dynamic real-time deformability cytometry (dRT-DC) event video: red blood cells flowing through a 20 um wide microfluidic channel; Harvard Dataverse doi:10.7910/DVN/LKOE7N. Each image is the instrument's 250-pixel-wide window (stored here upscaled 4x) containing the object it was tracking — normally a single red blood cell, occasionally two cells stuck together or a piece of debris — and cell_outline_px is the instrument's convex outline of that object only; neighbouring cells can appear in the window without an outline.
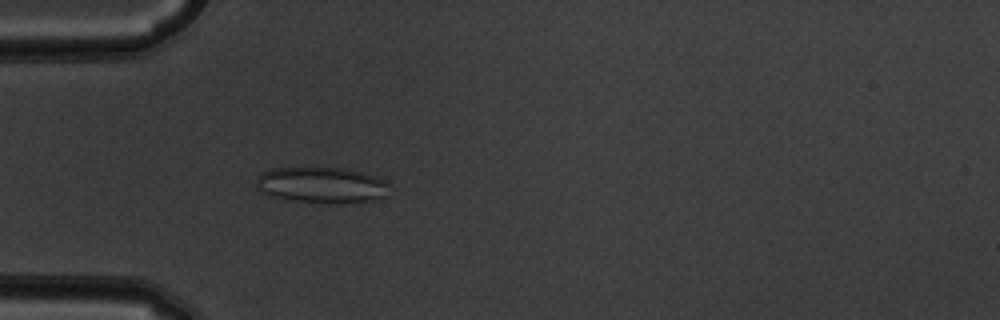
{"species": "common noctule bat (a hibernating species)", "species_latin": "Nyctalus noctula", "temperature_condition": "warm", "stored_images_in_passage": 41, "camera_frame_rate_fps": 3000, "um_per_image_px": 0.085, "animal": {"sex": "male", "body_mass_g": 19.5, "forearm_length_mm": 54.6}, "frame": {"image": 1, "passage_image": 5, "time_ms": 1.333, "image_size_px": [1000, 320], "cell_outline_px": [[388, 184], [384, 196], [376, 200], [344, 204], [288, 200], [268, 196], [260, 192], [256, 184], [256, 180], [264, 172], [272, 168], [340, 168], [360, 172], [384, 180]], "centroid_in_image_um": [27.3, 15.75], "position_along_channel_um": 57.7, "area_um2": 27.74}}
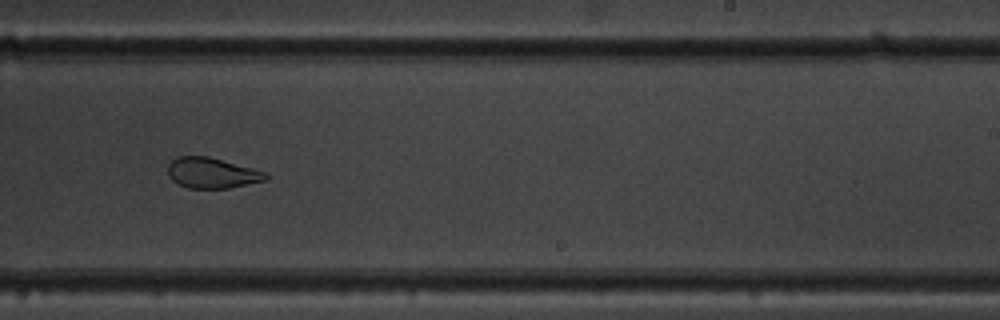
{"frame": {"image": 2, "passage_image": 22, "time_ms": 7.0, "image_size_px": [1000, 320], "cell_outline_px": [[268, 180], [228, 188], [188, 188], [176, 184], [168, 176], [168, 164], [176, 156], [208, 156], [268, 172]], "centroid_in_image_um": [18.01, 14.7], "position_along_channel_um": 271.0, "area_um2": 17.63}}
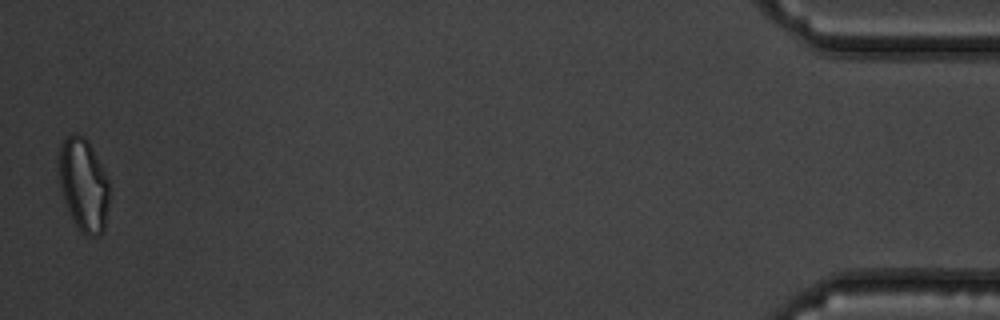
{"frame": {"image": 3, "passage_image": 41, "time_ms": 13.333, "image_size_px": [1000, 320], "cell_outline_px": [[108, 204], [104, 228], [100, 236], [84, 236], [76, 224], [68, 208], [60, 184], [60, 144], [72, 132], [76, 132], [84, 136], [88, 140], [108, 180]], "centroid_in_image_um": [7.12, 15.69], "position_along_channel_um": 428.1, "area_um2": 26.7}, "authors_computed_cell_mechanics": {"area_um2": 20.6346, "velocity_mm_per_s": 3.8551, "shape_relaxation_time_tau1_ms": null, "shape_relaxation_time_tau2_ms": 1.3774, "deformation_change_tau1": null, "deformation_change_tau2": 0.0954}}